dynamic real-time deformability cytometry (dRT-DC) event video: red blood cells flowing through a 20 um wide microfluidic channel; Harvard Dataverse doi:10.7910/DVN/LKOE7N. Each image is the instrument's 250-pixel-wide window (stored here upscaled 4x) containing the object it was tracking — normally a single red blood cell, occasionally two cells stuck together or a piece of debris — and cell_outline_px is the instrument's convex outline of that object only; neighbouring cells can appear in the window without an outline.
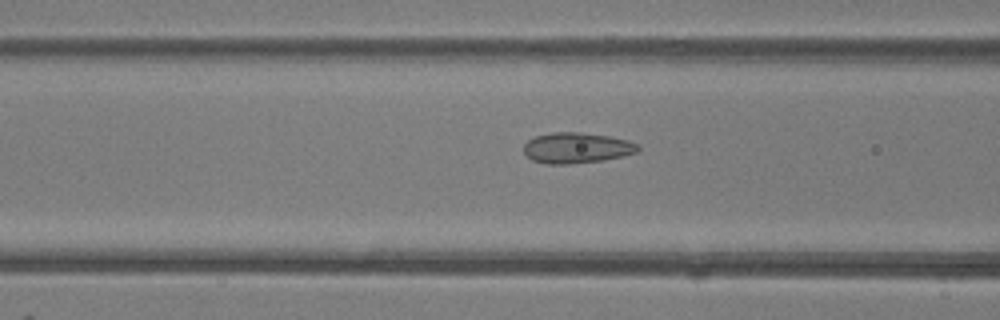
{"species": "common noctule bat (a hibernating species)", "species_latin": "Nyctalus noctula", "temperature_condition": "room temperature", "stored_images_in_passage": 50, "camera_frame_rate_fps": 3000, "um_per_image_px": 0.085, "animal": {"sex": "female"}, "frame": {"image": 1, "passage_image": 20, "time_ms": 6.333, "image_size_px": [1000, 320], "cell_outline_px": [[640, 148], [636, 152], [624, 156], [604, 160], [568, 164], [544, 164], [532, 160], [524, 152], [524, 144], [528, 140], [536, 136], [552, 132], [580, 132], [612, 136], [628, 140], [640, 144]], "centroid_in_image_um": [49.04, 12.57], "position_along_channel_um": 117.6, "area_um2": 20.63}}
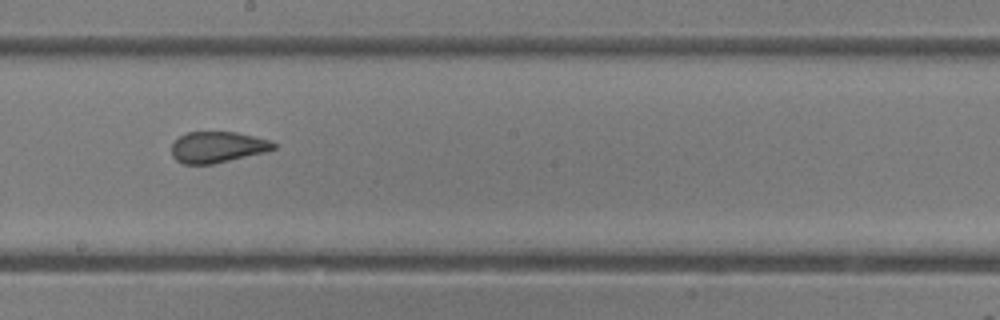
{"frame": {"image": 2, "passage_image": 28, "time_ms": 9.0, "image_size_px": [1000, 320], "cell_outline_px": [[276, 148], [264, 152], [212, 164], [184, 164], [176, 160], [172, 156], [172, 144], [180, 136], [188, 132], [236, 132], [272, 140], [276, 144]], "centroid_in_image_um": [18.49, 12.5], "position_along_channel_um": 229.7, "area_um2": 18.38}}
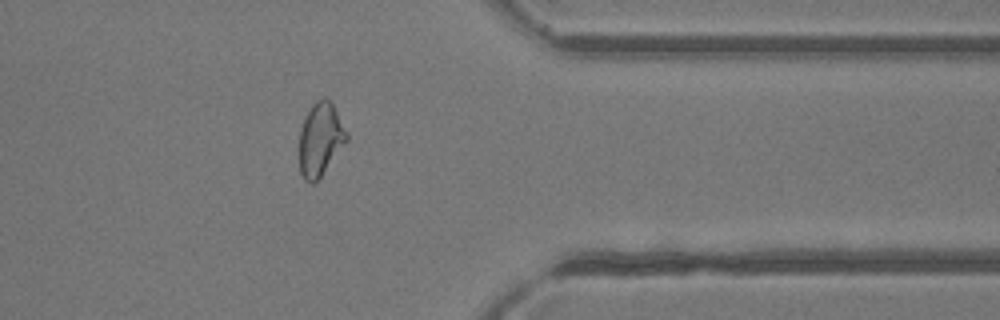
{"frame": {"image": 3, "passage_image": 40, "time_ms": 13.0, "image_size_px": [1000, 320], "cell_outline_px": [[348, 140], [316, 184], [308, 184], [304, 180], [300, 172], [300, 128], [312, 104], [316, 100], [324, 96], [332, 104], [348, 132]], "centroid_in_image_um": [27.24, 11.89], "position_along_channel_um": 384.2, "area_um2": 20.35}, "authors_computed_cell_mechanics": {"area_um2": 21.1259, "velocity_mm_per_s": 4.2002, "shape_relaxation_time_tau1_ms": null, "shape_relaxation_time_tau2_ms": 1.0035, "deformation_change_tau1": null, "deformation_change_tau2": 0.085}}